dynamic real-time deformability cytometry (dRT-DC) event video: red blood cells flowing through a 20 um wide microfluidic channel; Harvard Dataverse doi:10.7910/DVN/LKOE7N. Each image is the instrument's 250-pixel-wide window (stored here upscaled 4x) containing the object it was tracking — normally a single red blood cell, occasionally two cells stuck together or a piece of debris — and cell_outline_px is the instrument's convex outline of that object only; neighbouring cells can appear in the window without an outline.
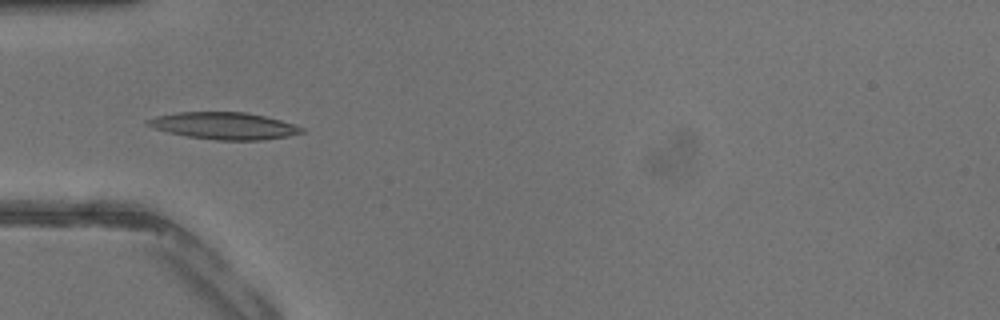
{"species": "common noctule bat (a hibernating species)", "species_latin": "Nyctalus noctula", "temperature_condition": "warm", "stored_images_in_passage": 27, "camera_frame_rate_fps": 3000, "um_per_image_px": 0.085, "animal": {"sex": "male", "body_mass_g": 13.3}, "frame": {"image": 1, "passage_image": 2, "time_ms": 0.333, "image_size_px": [1000, 320], "cell_outline_px": [[304, 132], [288, 136], [264, 140], [216, 140], [188, 136], [168, 132], [152, 128], [144, 124], [144, 120], [156, 116], [176, 112], [244, 112], [264, 116], [296, 124], [304, 128]], "centroid_in_image_um": [19.02, 10.69], "position_along_channel_um": 66.0, "area_um2": 24.33}}
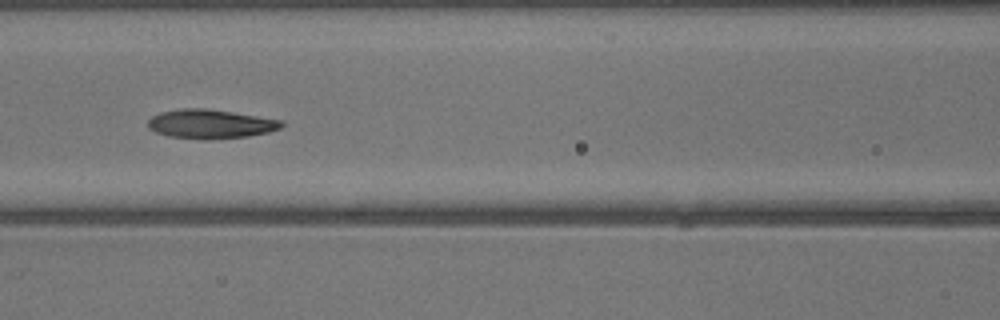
{"frame": {"image": 2, "passage_image": 7, "time_ms": 2.0, "image_size_px": [1000, 320], "cell_outline_px": [[284, 124], [280, 128], [268, 132], [248, 136], [208, 140], [204, 140], [168, 136], [156, 132], [148, 128], [148, 120], [152, 116], [160, 112], [180, 108], [204, 108], [232, 112], [280, 120]], "centroid_in_image_um": [17.84, 10.54], "position_along_channel_um": 148.8, "area_um2": 22.6}}
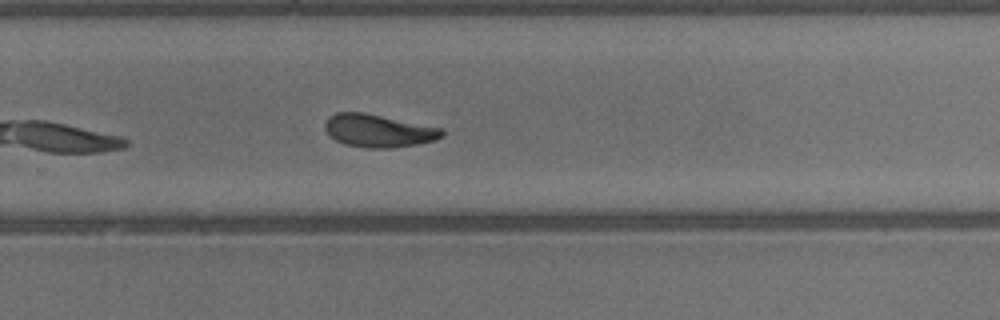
{"frame": {"image": 3, "passage_image": 16, "time_ms": 5.0, "image_size_px": [1000, 320], "cell_outline_px": [[444, 136], [436, 140], [416, 144], [392, 148], [368, 148], [344, 144], [336, 140], [324, 128], [324, 124], [328, 116], [336, 112], [364, 112], [444, 128]], "centroid_in_image_um": [32.19, 11.1], "position_along_channel_um": 297.6, "area_um2": 22.54}}